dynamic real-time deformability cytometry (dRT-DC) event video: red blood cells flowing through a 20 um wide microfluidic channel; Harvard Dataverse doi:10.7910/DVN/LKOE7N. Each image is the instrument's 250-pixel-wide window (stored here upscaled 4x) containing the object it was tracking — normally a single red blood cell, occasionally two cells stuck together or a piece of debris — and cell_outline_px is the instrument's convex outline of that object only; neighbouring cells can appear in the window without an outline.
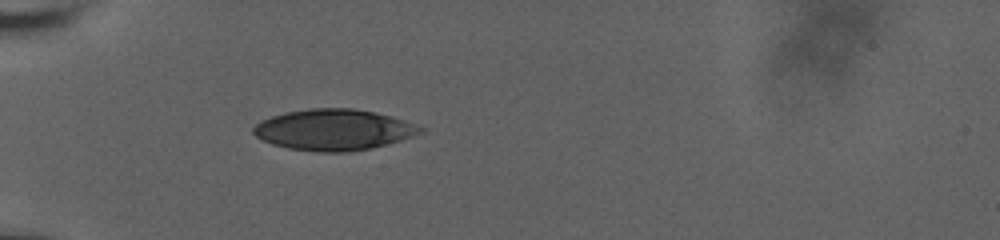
{"species": "human", "species_latin": "Homo sapiens", "temperature_condition": "room temperature", "stored_images_in_passage": 7, "camera_frame_rate_fps": 3000, "um_per_image_px": 0.085, "donor": {"sex": "male"}, "frame": {"image": 1, "passage_image": 1, "time_ms": 0.0, "image_size_px": [1000, 240], "cell_outline_px": [[424, 132], [400, 140], [372, 148], [348, 152], [316, 152], [288, 148], [272, 144], [256, 136], [252, 132], [252, 128], [260, 120], [272, 116], [288, 112], [308, 108], [352, 108], [376, 112], [392, 116], [416, 124], [424, 128]], "centroid_in_image_um": [28.37, 11.03], "position_along_channel_um": 56.6, "area_um2": 40.0}}
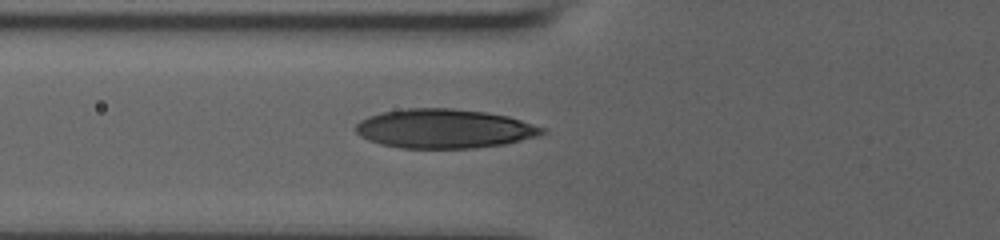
{"frame": {"image": 2, "passage_image": 4, "time_ms": 1.333, "image_size_px": [1000, 240], "cell_outline_px": [[548, 132], [540, 136], [504, 144], [476, 148], [400, 148], [380, 144], [368, 140], [360, 136], [356, 132], [356, 124], [360, 120], [368, 116], [384, 112], [408, 108], [452, 108], [488, 112], [508, 116], [548, 128]], "centroid_in_image_um": [37.82, 10.94], "position_along_channel_um": 88.0, "area_um2": 42.95}}
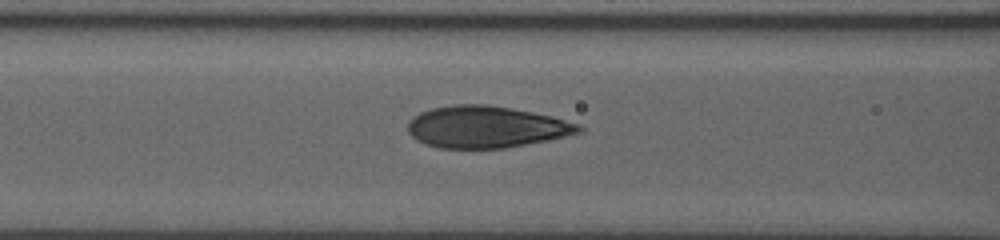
{"frame": {"image": 3, "passage_image": 6, "time_ms": 2.333, "image_size_px": [1000, 240], "cell_outline_px": [[584, 132], [548, 140], [504, 148], [440, 148], [416, 140], [408, 132], [408, 120], [412, 116], [420, 112], [432, 108], [452, 104], [488, 104], [512, 108], [552, 116], [580, 124], [584, 128]], "centroid_in_image_um": [41.33, 10.78], "position_along_channel_um": 125.3, "area_um2": 41.85}}